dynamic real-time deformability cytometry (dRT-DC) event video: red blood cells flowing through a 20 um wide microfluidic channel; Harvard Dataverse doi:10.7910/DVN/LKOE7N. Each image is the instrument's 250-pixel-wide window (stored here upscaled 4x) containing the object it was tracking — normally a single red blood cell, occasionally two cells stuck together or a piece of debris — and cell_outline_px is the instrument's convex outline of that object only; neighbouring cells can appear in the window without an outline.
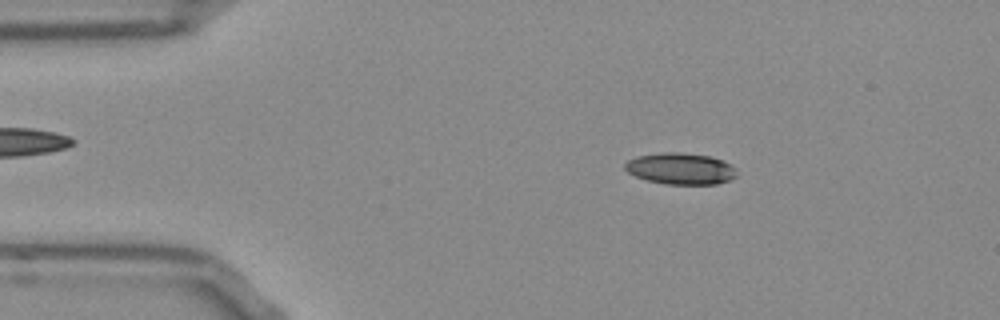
{"species": "Egyptian fruit bat (a non-hibernating species)", "species_latin": "Rousettus aegyptiacus", "temperature_condition": "room temperature", "stored_images_in_passage": 50, "camera_frame_rate_fps": 3000, "um_per_image_px": 0.085, "frame": {"image": 1, "passage_image": 7, "time_ms": 2.0, "image_size_px": [1000, 320], "cell_outline_px": [[736, 176], [728, 180], [716, 184], [668, 184], [648, 180], [636, 176], [628, 172], [624, 168], [624, 164], [628, 160], [636, 156], [664, 152], [676, 152], [708, 156], [720, 160], [728, 164], [732, 168]], "centroid_in_image_um": [57.78, 14.33], "position_along_channel_um": 27.2, "area_um2": 20.0}}
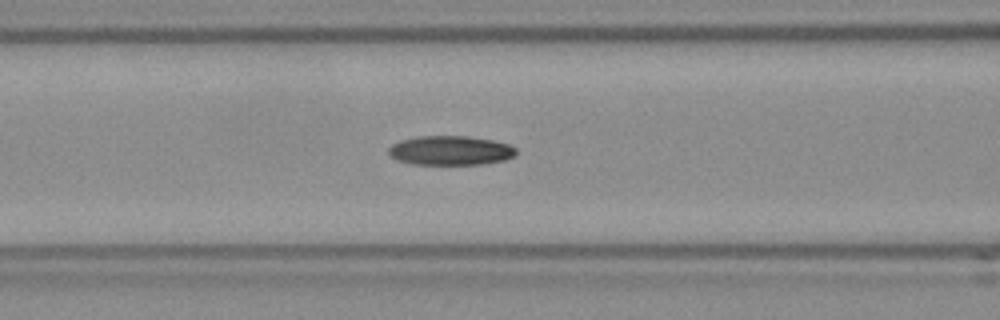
{"frame": {"image": 2, "passage_image": 19, "time_ms": 6.0, "image_size_px": [1000, 320], "cell_outline_px": [[516, 156], [504, 160], [480, 164], [412, 164], [400, 160], [392, 156], [388, 152], [388, 148], [392, 144], [400, 140], [416, 136], [468, 136], [492, 140], [508, 144], [516, 148]], "centroid_in_image_um": [38.3, 12.78], "position_along_channel_um": 128.3, "area_um2": 21.73}}
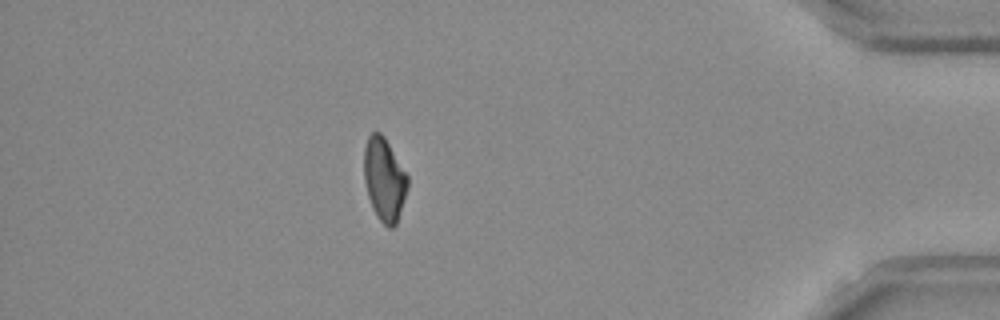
{"frame": {"image": 3, "passage_image": 44, "time_ms": 14.333, "image_size_px": [1000, 320], "cell_outline_px": [[408, 188], [396, 224], [392, 228], [388, 228], [376, 216], [372, 208], [368, 196], [364, 180], [364, 148], [368, 136], [372, 132], [380, 132], [384, 136], [408, 176]], "centroid_in_image_um": [32.66, 15.25], "position_along_channel_um": 402.5, "area_um2": 21.1}, "authors_computed_cell_mechanics": {"area_um2": 21.4149, "velocity_mm_per_s": 3.8659, "shape_relaxation_time_tau1_ms": 8.8305, "shape_relaxation_time_tau2_ms": 5.747, "deformation_change_tau1": 0.1911, "deformation_change_tau2": 0.1246}}